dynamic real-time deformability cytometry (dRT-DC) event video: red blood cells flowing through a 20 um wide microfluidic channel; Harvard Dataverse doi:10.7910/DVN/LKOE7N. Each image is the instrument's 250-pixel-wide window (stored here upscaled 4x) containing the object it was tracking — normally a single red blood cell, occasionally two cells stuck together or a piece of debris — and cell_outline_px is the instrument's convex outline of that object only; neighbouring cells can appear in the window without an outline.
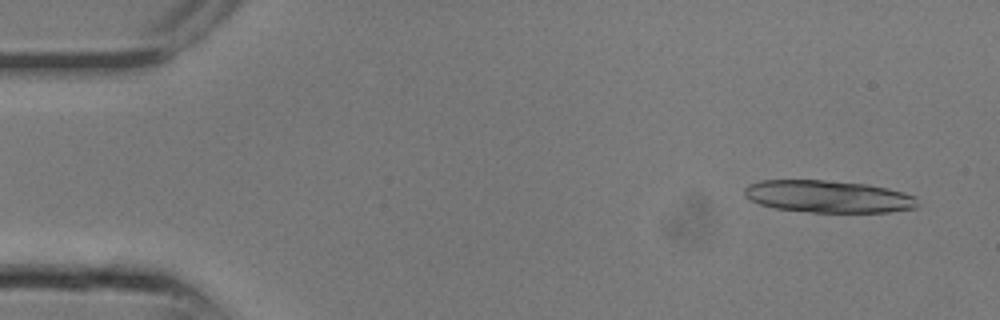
{"species": "common noctule bat (a hibernating species)", "species_latin": "Nyctalus noctula", "temperature_condition": "room temperature", "stored_images_in_passage": 16, "segment_of_instrument_passage": [1, 2], "camera_frame_rate_fps": 3000, "um_per_image_px": 0.085, "animal": {"sex": "male", "body_mass_g": 13.3}, "frame": {"image": 1, "passage_image": 2, "time_ms": 0.333, "image_size_px": [1000, 320], "cell_outline_px": [[916, 208], [888, 212], [812, 212], [776, 208], [760, 204], [744, 196], [744, 188], [748, 184], [760, 180], [824, 180], [864, 184], [884, 188], [916, 196]], "centroid_in_image_um": [70.34, 16.7], "position_along_channel_um": 14.7, "area_um2": 32.19}}